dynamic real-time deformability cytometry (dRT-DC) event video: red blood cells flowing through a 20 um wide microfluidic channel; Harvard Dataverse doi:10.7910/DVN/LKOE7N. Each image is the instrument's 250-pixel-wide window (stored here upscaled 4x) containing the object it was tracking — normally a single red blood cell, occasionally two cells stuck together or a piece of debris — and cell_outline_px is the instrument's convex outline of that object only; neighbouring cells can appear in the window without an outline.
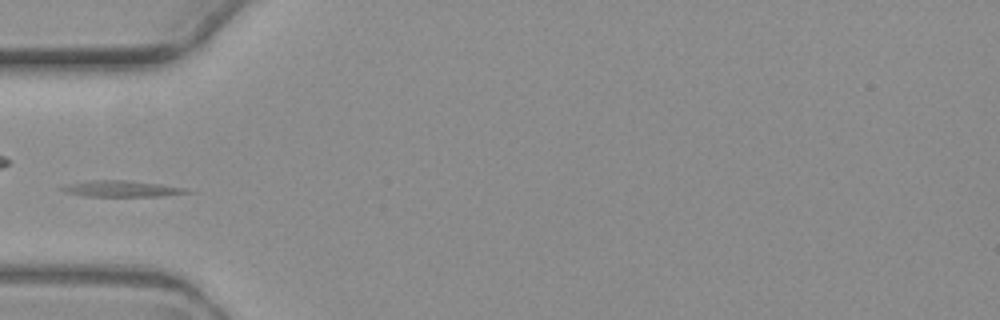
{"species": "common noctule bat (a hibernating species)", "species_latin": "Nyctalus noctula", "temperature_condition": "warm", "stored_images_in_passage": 5, "camera_frame_rate_fps": 3000, "um_per_image_px": 0.085, "animal": {"sex": "female", "body_mass_g": 19.3, "forearm_length_mm": 54.1}, "frame": {"image": 1, "passage_image": 5, "time_ms": 4.667, "image_size_px": [1000, 320], "cell_outline_px": [[196, 192], [160, 196], [88, 196], [68, 192], [60, 188], [68, 184], [92, 180], [124, 180], [160, 184], [184, 188]], "centroid_in_image_um": [10.41, 16.04], "position_along_channel_um": 74.6, "area_um2": 11.44}}